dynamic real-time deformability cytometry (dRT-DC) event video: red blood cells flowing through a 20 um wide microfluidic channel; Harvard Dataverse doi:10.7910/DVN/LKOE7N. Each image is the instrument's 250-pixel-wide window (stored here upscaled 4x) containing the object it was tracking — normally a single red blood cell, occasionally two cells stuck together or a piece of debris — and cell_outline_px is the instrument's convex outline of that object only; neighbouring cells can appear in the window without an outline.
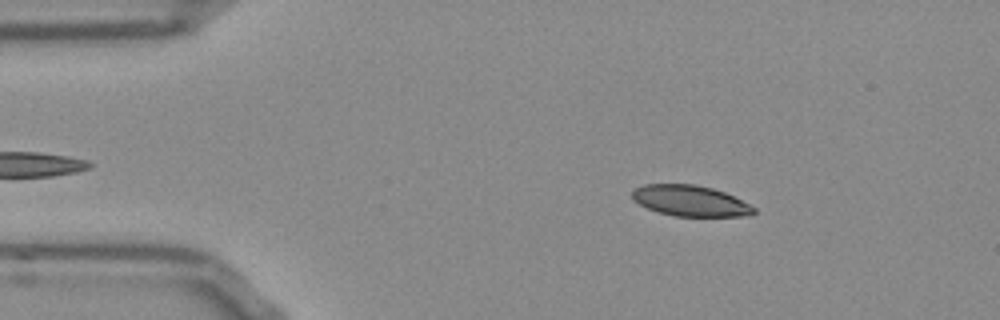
{"species": "Egyptian fruit bat (a non-hibernating species)", "species_latin": "Rousettus aegyptiacus", "temperature_condition": "room temperature", "stored_images_in_passage": 45, "camera_frame_rate_fps": 3000, "um_per_image_px": 0.085, "frame": {"image": 1, "passage_image": 8, "time_ms": 2.333, "image_size_px": [1000, 320], "cell_outline_px": [[756, 212], [752, 216], [676, 216], [660, 212], [648, 208], [632, 200], [632, 192], [636, 188], [644, 184], [696, 184], [712, 188], [724, 192], [756, 208]], "centroid_in_image_um": [58.68, 17.07], "position_along_channel_um": 26.3, "area_um2": 21.73}}
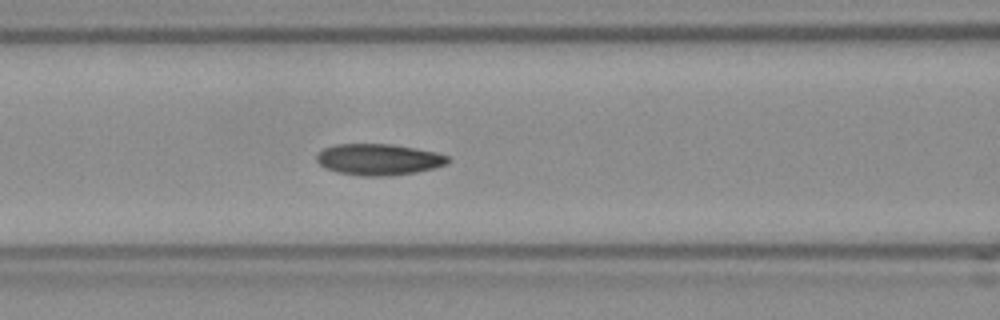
{"frame": {"image": 2, "passage_image": 21, "time_ms": 6.667, "image_size_px": [1000, 320], "cell_outline_px": [[448, 160], [444, 164], [432, 168], [416, 172], [392, 176], [360, 176], [340, 172], [324, 168], [316, 160], [316, 156], [324, 148], [336, 144], [392, 144], [416, 148], [436, 152], [448, 156]], "centroid_in_image_um": [32.16, 13.55], "position_along_channel_um": 134.4, "area_um2": 23.81}}
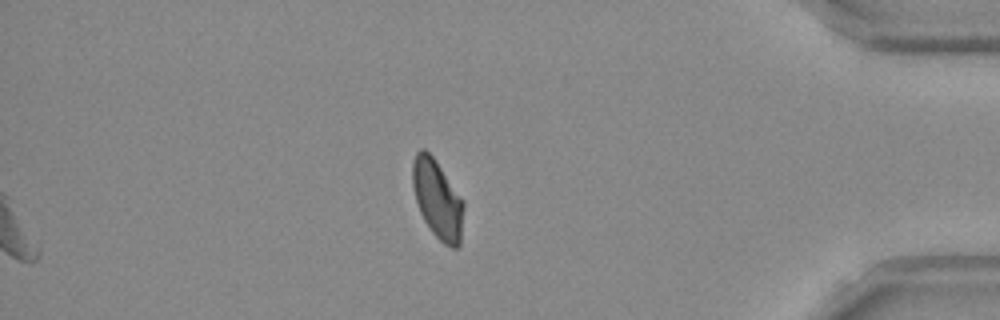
{"frame": {"image": 3, "passage_image": 45, "time_ms": 14.667, "image_size_px": [1000, 320], "cell_outline_px": [[464, 208], [460, 244], [456, 248], [452, 248], [444, 244], [432, 232], [424, 220], [420, 212], [412, 188], [412, 164], [416, 152], [420, 148], [424, 148], [436, 160], [464, 200]], "centroid_in_image_um": [37.19, 16.92], "position_along_channel_um": 398.0, "area_um2": 23.58}, "authors_computed_cell_mechanics": {"area_um2": 23.409, "velocity_mm_per_s": 3.7982, "shape_relaxation_time_tau1_ms": 4.6611, "shape_relaxation_time_tau2_ms": 3.5543, "deformation_change_tau1": 0.1311, "deformation_change_tau2": 0.0858}}